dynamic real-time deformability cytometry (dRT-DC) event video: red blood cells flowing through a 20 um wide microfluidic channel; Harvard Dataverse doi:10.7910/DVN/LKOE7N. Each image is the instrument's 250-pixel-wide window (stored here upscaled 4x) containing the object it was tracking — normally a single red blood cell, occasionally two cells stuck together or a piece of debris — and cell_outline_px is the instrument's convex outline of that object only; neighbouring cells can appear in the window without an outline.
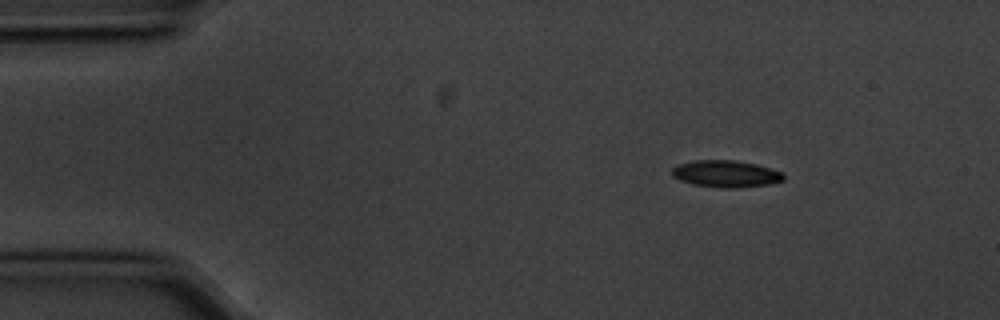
{"species": "common noctule bat (a hibernating species)", "species_latin": "Nyctalus noctula", "temperature_condition": "cold", "stored_images_in_passage": 3, "camera_frame_rate_fps": 3000, "um_per_image_px": 0.085, "animal": {"sex": "male", "body_mass_g": 20.1, "forearm_length_mm": 53.5}, "frame": {"image": 1, "passage_image": 1, "time_ms": 0.0, "image_size_px": [1000, 320], "cell_outline_px": [[784, 180], [768, 184], [736, 188], [724, 188], [692, 184], [680, 180], [672, 176], [672, 168], [680, 164], [696, 160], [732, 160], [756, 164], [784, 172]], "centroid_in_image_um": [61.71, 14.77], "position_along_channel_um": 23.3, "area_um2": 17.4}}
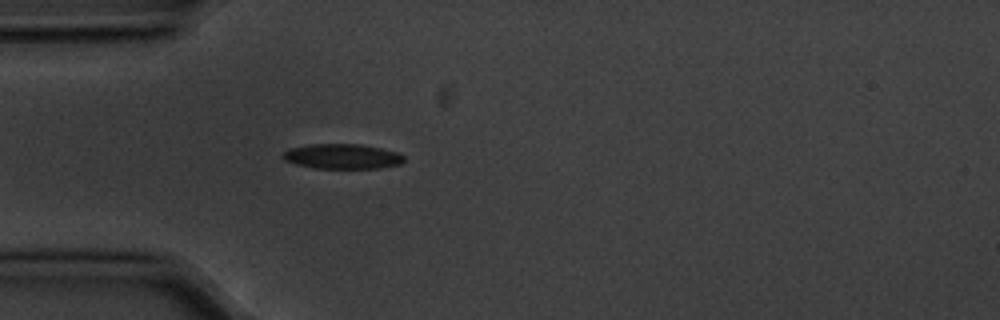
{"frame": {"image": 2, "passage_image": 3, "time_ms": 0.667, "image_size_px": [1000, 320], "cell_outline_px": [[404, 160], [400, 164], [376, 168], [316, 168], [296, 164], [284, 160], [280, 156], [288, 148], [312, 144], [360, 144], [400, 152], [404, 156]], "centroid_in_image_um": [29.08, 13.28], "position_along_channel_um": 55.9, "area_um2": 17.63}}